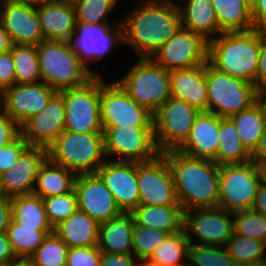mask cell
I'll return each instance as SVG.
<instances>
[{
  "label": "cell",
  "mask_w": 266,
  "mask_h": 266,
  "mask_svg": "<svg viewBox=\"0 0 266 266\" xmlns=\"http://www.w3.org/2000/svg\"><path fill=\"white\" fill-rule=\"evenodd\" d=\"M121 16L123 47L138 58H151L182 26L173 0H136Z\"/></svg>",
  "instance_id": "obj_1"
},
{
  "label": "cell",
  "mask_w": 266,
  "mask_h": 266,
  "mask_svg": "<svg viewBox=\"0 0 266 266\" xmlns=\"http://www.w3.org/2000/svg\"><path fill=\"white\" fill-rule=\"evenodd\" d=\"M48 158L75 175L95 174L107 160L104 132L64 130L48 148Z\"/></svg>",
  "instance_id": "obj_4"
},
{
  "label": "cell",
  "mask_w": 266,
  "mask_h": 266,
  "mask_svg": "<svg viewBox=\"0 0 266 266\" xmlns=\"http://www.w3.org/2000/svg\"><path fill=\"white\" fill-rule=\"evenodd\" d=\"M56 92L43 81L15 84L3 91L2 107L21 126L28 118L40 113Z\"/></svg>",
  "instance_id": "obj_21"
},
{
  "label": "cell",
  "mask_w": 266,
  "mask_h": 266,
  "mask_svg": "<svg viewBox=\"0 0 266 266\" xmlns=\"http://www.w3.org/2000/svg\"><path fill=\"white\" fill-rule=\"evenodd\" d=\"M7 266H34L29 259H18L14 262H11Z\"/></svg>",
  "instance_id": "obj_59"
},
{
  "label": "cell",
  "mask_w": 266,
  "mask_h": 266,
  "mask_svg": "<svg viewBox=\"0 0 266 266\" xmlns=\"http://www.w3.org/2000/svg\"><path fill=\"white\" fill-rule=\"evenodd\" d=\"M176 2L182 27L199 34L208 42L220 35L212 0H177Z\"/></svg>",
  "instance_id": "obj_26"
},
{
  "label": "cell",
  "mask_w": 266,
  "mask_h": 266,
  "mask_svg": "<svg viewBox=\"0 0 266 266\" xmlns=\"http://www.w3.org/2000/svg\"><path fill=\"white\" fill-rule=\"evenodd\" d=\"M234 233L266 243V217L253 209L233 213Z\"/></svg>",
  "instance_id": "obj_44"
},
{
  "label": "cell",
  "mask_w": 266,
  "mask_h": 266,
  "mask_svg": "<svg viewBox=\"0 0 266 266\" xmlns=\"http://www.w3.org/2000/svg\"><path fill=\"white\" fill-rule=\"evenodd\" d=\"M189 244L184 230L169 234L147 262L156 266H188Z\"/></svg>",
  "instance_id": "obj_35"
},
{
  "label": "cell",
  "mask_w": 266,
  "mask_h": 266,
  "mask_svg": "<svg viewBox=\"0 0 266 266\" xmlns=\"http://www.w3.org/2000/svg\"><path fill=\"white\" fill-rule=\"evenodd\" d=\"M219 146V117L201 111L196 117L187 140L177 149L181 153L214 160Z\"/></svg>",
  "instance_id": "obj_23"
},
{
  "label": "cell",
  "mask_w": 266,
  "mask_h": 266,
  "mask_svg": "<svg viewBox=\"0 0 266 266\" xmlns=\"http://www.w3.org/2000/svg\"><path fill=\"white\" fill-rule=\"evenodd\" d=\"M251 153L242 144L235 124L230 118L219 117V146L217 165L246 163L251 161Z\"/></svg>",
  "instance_id": "obj_32"
},
{
  "label": "cell",
  "mask_w": 266,
  "mask_h": 266,
  "mask_svg": "<svg viewBox=\"0 0 266 266\" xmlns=\"http://www.w3.org/2000/svg\"><path fill=\"white\" fill-rule=\"evenodd\" d=\"M44 40L68 42L75 32L76 16L71 0H52L36 8Z\"/></svg>",
  "instance_id": "obj_24"
},
{
  "label": "cell",
  "mask_w": 266,
  "mask_h": 266,
  "mask_svg": "<svg viewBox=\"0 0 266 266\" xmlns=\"http://www.w3.org/2000/svg\"><path fill=\"white\" fill-rule=\"evenodd\" d=\"M68 248L97 246L99 223L79 209L54 228Z\"/></svg>",
  "instance_id": "obj_28"
},
{
  "label": "cell",
  "mask_w": 266,
  "mask_h": 266,
  "mask_svg": "<svg viewBox=\"0 0 266 266\" xmlns=\"http://www.w3.org/2000/svg\"><path fill=\"white\" fill-rule=\"evenodd\" d=\"M76 16V23L103 24V23H121V17L118 20L111 21L109 15L117 7L119 0H71Z\"/></svg>",
  "instance_id": "obj_38"
},
{
  "label": "cell",
  "mask_w": 266,
  "mask_h": 266,
  "mask_svg": "<svg viewBox=\"0 0 266 266\" xmlns=\"http://www.w3.org/2000/svg\"><path fill=\"white\" fill-rule=\"evenodd\" d=\"M188 266H236L225 246L189 244Z\"/></svg>",
  "instance_id": "obj_41"
},
{
  "label": "cell",
  "mask_w": 266,
  "mask_h": 266,
  "mask_svg": "<svg viewBox=\"0 0 266 266\" xmlns=\"http://www.w3.org/2000/svg\"><path fill=\"white\" fill-rule=\"evenodd\" d=\"M251 158L257 164L266 163V127L264 128L257 147L251 153Z\"/></svg>",
  "instance_id": "obj_54"
},
{
  "label": "cell",
  "mask_w": 266,
  "mask_h": 266,
  "mask_svg": "<svg viewBox=\"0 0 266 266\" xmlns=\"http://www.w3.org/2000/svg\"><path fill=\"white\" fill-rule=\"evenodd\" d=\"M41 80L56 91L85 85L95 75L68 42L43 40L37 45Z\"/></svg>",
  "instance_id": "obj_5"
},
{
  "label": "cell",
  "mask_w": 266,
  "mask_h": 266,
  "mask_svg": "<svg viewBox=\"0 0 266 266\" xmlns=\"http://www.w3.org/2000/svg\"><path fill=\"white\" fill-rule=\"evenodd\" d=\"M131 214L136 225L159 229L169 234L183 231L184 211L181 205H139Z\"/></svg>",
  "instance_id": "obj_29"
},
{
  "label": "cell",
  "mask_w": 266,
  "mask_h": 266,
  "mask_svg": "<svg viewBox=\"0 0 266 266\" xmlns=\"http://www.w3.org/2000/svg\"><path fill=\"white\" fill-rule=\"evenodd\" d=\"M46 215L53 229L78 210L74 188L70 192L43 198Z\"/></svg>",
  "instance_id": "obj_43"
},
{
  "label": "cell",
  "mask_w": 266,
  "mask_h": 266,
  "mask_svg": "<svg viewBox=\"0 0 266 266\" xmlns=\"http://www.w3.org/2000/svg\"><path fill=\"white\" fill-rule=\"evenodd\" d=\"M151 59L168 71L194 67L208 61V41L181 26Z\"/></svg>",
  "instance_id": "obj_16"
},
{
  "label": "cell",
  "mask_w": 266,
  "mask_h": 266,
  "mask_svg": "<svg viewBox=\"0 0 266 266\" xmlns=\"http://www.w3.org/2000/svg\"><path fill=\"white\" fill-rule=\"evenodd\" d=\"M171 97L184 100L200 111H207L206 62L170 71Z\"/></svg>",
  "instance_id": "obj_25"
},
{
  "label": "cell",
  "mask_w": 266,
  "mask_h": 266,
  "mask_svg": "<svg viewBox=\"0 0 266 266\" xmlns=\"http://www.w3.org/2000/svg\"><path fill=\"white\" fill-rule=\"evenodd\" d=\"M207 112L230 118L257 102L258 88L219 71L206 61Z\"/></svg>",
  "instance_id": "obj_7"
},
{
  "label": "cell",
  "mask_w": 266,
  "mask_h": 266,
  "mask_svg": "<svg viewBox=\"0 0 266 266\" xmlns=\"http://www.w3.org/2000/svg\"><path fill=\"white\" fill-rule=\"evenodd\" d=\"M260 183V170L253 160L220 165L218 207L232 213L252 209Z\"/></svg>",
  "instance_id": "obj_9"
},
{
  "label": "cell",
  "mask_w": 266,
  "mask_h": 266,
  "mask_svg": "<svg viewBox=\"0 0 266 266\" xmlns=\"http://www.w3.org/2000/svg\"><path fill=\"white\" fill-rule=\"evenodd\" d=\"M28 143L19 135L12 143L0 147V174L11 169L21 153L28 147Z\"/></svg>",
  "instance_id": "obj_46"
},
{
  "label": "cell",
  "mask_w": 266,
  "mask_h": 266,
  "mask_svg": "<svg viewBox=\"0 0 266 266\" xmlns=\"http://www.w3.org/2000/svg\"><path fill=\"white\" fill-rule=\"evenodd\" d=\"M246 1L249 2L252 5L255 0H246Z\"/></svg>",
  "instance_id": "obj_64"
},
{
  "label": "cell",
  "mask_w": 266,
  "mask_h": 266,
  "mask_svg": "<svg viewBox=\"0 0 266 266\" xmlns=\"http://www.w3.org/2000/svg\"><path fill=\"white\" fill-rule=\"evenodd\" d=\"M16 84L15 64L11 50L0 53V89L12 87Z\"/></svg>",
  "instance_id": "obj_48"
},
{
  "label": "cell",
  "mask_w": 266,
  "mask_h": 266,
  "mask_svg": "<svg viewBox=\"0 0 266 266\" xmlns=\"http://www.w3.org/2000/svg\"><path fill=\"white\" fill-rule=\"evenodd\" d=\"M12 220L11 198L0 195V234L6 233Z\"/></svg>",
  "instance_id": "obj_52"
},
{
  "label": "cell",
  "mask_w": 266,
  "mask_h": 266,
  "mask_svg": "<svg viewBox=\"0 0 266 266\" xmlns=\"http://www.w3.org/2000/svg\"><path fill=\"white\" fill-rule=\"evenodd\" d=\"M230 119L236 126L242 144L252 153L266 127V119L261 105L257 101L250 108L231 116Z\"/></svg>",
  "instance_id": "obj_34"
},
{
  "label": "cell",
  "mask_w": 266,
  "mask_h": 266,
  "mask_svg": "<svg viewBox=\"0 0 266 266\" xmlns=\"http://www.w3.org/2000/svg\"><path fill=\"white\" fill-rule=\"evenodd\" d=\"M53 232L23 227L12 219L6 230V235L16 257L18 259H29L44 242L45 238Z\"/></svg>",
  "instance_id": "obj_36"
},
{
  "label": "cell",
  "mask_w": 266,
  "mask_h": 266,
  "mask_svg": "<svg viewBox=\"0 0 266 266\" xmlns=\"http://www.w3.org/2000/svg\"><path fill=\"white\" fill-rule=\"evenodd\" d=\"M75 178L73 172L48 158L40 168L33 194L43 199L70 192Z\"/></svg>",
  "instance_id": "obj_31"
},
{
  "label": "cell",
  "mask_w": 266,
  "mask_h": 266,
  "mask_svg": "<svg viewBox=\"0 0 266 266\" xmlns=\"http://www.w3.org/2000/svg\"><path fill=\"white\" fill-rule=\"evenodd\" d=\"M74 190L77 195L78 209L99 224L123 213L117 206L111 191L96 173L76 175Z\"/></svg>",
  "instance_id": "obj_18"
},
{
  "label": "cell",
  "mask_w": 266,
  "mask_h": 266,
  "mask_svg": "<svg viewBox=\"0 0 266 266\" xmlns=\"http://www.w3.org/2000/svg\"><path fill=\"white\" fill-rule=\"evenodd\" d=\"M139 205H180L167 158L159 153L154 159L137 163Z\"/></svg>",
  "instance_id": "obj_15"
},
{
  "label": "cell",
  "mask_w": 266,
  "mask_h": 266,
  "mask_svg": "<svg viewBox=\"0 0 266 266\" xmlns=\"http://www.w3.org/2000/svg\"><path fill=\"white\" fill-rule=\"evenodd\" d=\"M13 42L5 28L0 24V53L7 52L13 47Z\"/></svg>",
  "instance_id": "obj_56"
},
{
  "label": "cell",
  "mask_w": 266,
  "mask_h": 266,
  "mask_svg": "<svg viewBox=\"0 0 266 266\" xmlns=\"http://www.w3.org/2000/svg\"><path fill=\"white\" fill-rule=\"evenodd\" d=\"M100 117L102 126L153 127V113L138 105L114 80L100 75Z\"/></svg>",
  "instance_id": "obj_13"
},
{
  "label": "cell",
  "mask_w": 266,
  "mask_h": 266,
  "mask_svg": "<svg viewBox=\"0 0 266 266\" xmlns=\"http://www.w3.org/2000/svg\"><path fill=\"white\" fill-rule=\"evenodd\" d=\"M68 44L80 61L94 74L101 75L90 66L109 57L117 47L123 48V29L121 23L83 24L76 23L75 32ZM90 64V65H89Z\"/></svg>",
  "instance_id": "obj_8"
},
{
  "label": "cell",
  "mask_w": 266,
  "mask_h": 266,
  "mask_svg": "<svg viewBox=\"0 0 266 266\" xmlns=\"http://www.w3.org/2000/svg\"><path fill=\"white\" fill-rule=\"evenodd\" d=\"M256 87H266V33L259 31V62L256 72Z\"/></svg>",
  "instance_id": "obj_50"
},
{
  "label": "cell",
  "mask_w": 266,
  "mask_h": 266,
  "mask_svg": "<svg viewBox=\"0 0 266 266\" xmlns=\"http://www.w3.org/2000/svg\"><path fill=\"white\" fill-rule=\"evenodd\" d=\"M101 255L97 246L69 248L66 266H100Z\"/></svg>",
  "instance_id": "obj_45"
},
{
  "label": "cell",
  "mask_w": 266,
  "mask_h": 266,
  "mask_svg": "<svg viewBox=\"0 0 266 266\" xmlns=\"http://www.w3.org/2000/svg\"><path fill=\"white\" fill-rule=\"evenodd\" d=\"M0 24L13 44L38 45L44 40L36 8L0 0Z\"/></svg>",
  "instance_id": "obj_22"
},
{
  "label": "cell",
  "mask_w": 266,
  "mask_h": 266,
  "mask_svg": "<svg viewBox=\"0 0 266 266\" xmlns=\"http://www.w3.org/2000/svg\"><path fill=\"white\" fill-rule=\"evenodd\" d=\"M220 34L253 29L252 6L246 0H212Z\"/></svg>",
  "instance_id": "obj_30"
},
{
  "label": "cell",
  "mask_w": 266,
  "mask_h": 266,
  "mask_svg": "<svg viewBox=\"0 0 266 266\" xmlns=\"http://www.w3.org/2000/svg\"><path fill=\"white\" fill-rule=\"evenodd\" d=\"M65 104V129L75 133L103 132L100 117V75L85 85L59 91Z\"/></svg>",
  "instance_id": "obj_12"
},
{
  "label": "cell",
  "mask_w": 266,
  "mask_h": 266,
  "mask_svg": "<svg viewBox=\"0 0 266 266\" xmlns=\"http://www.w3.org/2000/svg\"><path fill=\"white\" fill-rule=\"evenodd\" d=\"M261 176V182L266 185V163L258 164Z\"/></svg>",
  "instance_id": "obj_60"
},
{
  "label": "cell",
  "mask_w": 266,
  "mask_h": 266,
  "mask_svg": "<svg viewBox=\"0 0 266 266\" xmlns=\"http://www.w3.org/2000/svg\"><path fill=\"white\" fill-rule=\"evenodd\" d=\"M69 248L55 233L49 234L29 258L34 266H66Z\"/></svg>",
  "instance_id": "obj_40"
},
{
  "label": "cell",
  "mask_w": 266,
  "mask_h": 266,
  "mask_svg": "<svg viewBox=\"0 0 266 266\" xmlns=\"http://www.w3.org/2000/svg\"><path fill=\"white\" fill-rule=\"evenodd\" d=\"M251 6L253 29L266 33V0H255Z\"/></svg>",
  "instance_id": "obj_51"
},
{
  "label": "cell",
  "mask_w": 266,
  "mask_h": 266,
  "mask_svg": "<svg viewBox=\"0 0 266 266\" xmlns=\"http://www.w3.org/2000/svg\"><path fill=\"white\" fill-rule=\"evenodd\" d=\"M225 247L236 264L266 260V243L257 239L234 233Z\"/></svg>",
  "instance_id": "obj_39"
},
{
  "label": "cell",
  "mask_w": 266,
  "mask_h": 266,
  "mask_svg": "<svg viewBox=\"0 0 266 266\" xmlns=\"http://www.w3.org/2000/svg\"><path fill=\"white\" fill-rule=\"evenodd\" d=\"M252 209L266 217V185L262 182L258 187Z\"/></svg>",
  "instance_id": "obj_55"
},
{
  "label": "cell",
  "mask_w": 266,
  "mask_h": 266,
  "mask_svg": "<svg viewBox=\"0 0 266 266\" xmlns=\"http://www.w3.org/2000/svg\"><path fill=\"white\" fill-rule=\"evenodd\" d=\"M48 159V149L28 146L15 164L1 174L0 195L13 198L33 194L41 166Z\"/></svg>",
  "instance_id": "obj_19"
},
{
  "label": "cell",
  "mask_w": 266,
  "mask_h": 266,
  "mask_svg": "<svg viewBox=\"0 0 266 266\" xmlns=\"http://www.w3.org/2000/svg\"><path fill=\"white\" fill-rule=\"evenodd\" d=\"M18 260L6 233L0 234V266H7Z\"/></svg>",
  "instance_id": "obj_53"
},
{
  "label": "cell",
  "mask_w": 266,
  "mask_h": 266,
  "mask_svg": "<svg viewBox=\"0 0 266 266\" xmlns=\"http://www.w3.org/2000/svg\"><path fill=\"white\" fill-rule=\"evenodd\" d=\"M208 62L232 77L256 86L259 31L225 32L208 42Z\"/></svg>",
  "instance_id": "obj_3"
},
{
  "label": "cell",
  "mask_w": 266,
  "mask_h": 266,
  "mask_svg": "<svg viewBox=\"0 0 266 266\" xmlns=\"http://www.w3.org/2000/svg\"><path fill=\"white\" fill-rule=\"evenodd\" d=\"M3 91L0 89V107L2 106Z\"/></svg>",
  "instance_id": "obj_63"
},
{
  "label": "cell",
  "mask_w": 266,
  "mask_h": 266,
  "mask_svg": "<svg viewBox=\"0 0 266 266\" xmlns=\"http://www.w3.org/2000/svg\"><path fill=\"white\" fill-rule=\"evenodd\" d=\"M15 64L16 84H29L42 81L37 45L14 44L11 48Z\"/></svg>",
  "instance_id": "obj_37"
},
{
  "label": "cell",
  "mask_w": 266,
  "mask_h": 266,
  "mask_svg": "<svg viewBox=\"0 0 266 266\" xmlns=\"http://www.w3.org/2000/svg\"><path fill=\"white\" fill-rule=\"evenodd\" d=\"M183 230L192 244L225 246L234 234L233 213L220 207L187 210Z\"/></svg>",
  "instance_id": "obj_14"
},
{
  "label": "cell",
  "mask_w": 266,
  "mask_h": 266,
  "mask_svg": "<svg viewBox=\"0 0 266 266\" xmlns=\"http://www.w3.org/2000/svg\"><path fill=\"white\" fill-rule=\"evenodd\" d=\"M134 219L131 213L99 224L97 247L101 252L112 254H133L132 236Z\"/></svg>",
  "instance_id": "obj_27"
},
{
  "label": "cell",
  "mask_w": 266,
  "mask_h": 266,
  "mask_svg": "<svg viewBox=\"0 0 266 266\" xmlns=\"http://www.w3.org/2000/svg\"><path fill=\"white\" fill-rule=\"evenodd\" d=\"M12 219L23 227L54 231L48 221L43 199L35 194L11 198Z\"/></svg>",
  "instance_id": "obj_33"
},
{
  "label": "cell",
  "mask_w": 266,
  "mask_h": 266,
  "mask_svg": "<svg viewBox=\"0 0 266 266\" xmlns=\"http://www.w3.org/2000/svg\"><path fill=\"white\" fill-rule=\"evenodd\" d=\"M65 129L63 95L56 92L46 107L20 126V135L29 146L48 149Z\"/></svg>",
  "instance_id": "obj_17"
},
{
  "label": "cell",
  "mask_w": 266,
  "mask_h": 266,
  "mask_svg": "<svg viewBox=\"0 0 266 266\" xmlns=\"http://www.w3.org/2000/svg\"><path fill=\"white\" fill-rule=\"evenodd\" d=\"M140 266H156V265H153V264H151V263H149V262H147V261H142V262L140 263Z\"/></svg>",
  "instance_id": "obj_62"
},
{
  "label": "cell",
  "mask_w": 266,
  "mask_h": 266,
  "mask_svg": "<svg viewBox=\"0 0 266 266\" xmlns=\"http://www.w3.org/2000/svg\"><path fill=\"white\" fill-rule=\"evenodd\" d=\"M103 132L107 159L140 163L160 153L153 127L103 126Z\"/></svg>",
  "instance_id": "obj_11"
},
{
  "label": "cell",
  "mask_w": 266,
  "mask_h": 266,
  "mask_svg": "<svg viewBox=\"0 0 266 266\" xmlns=\"http://www.w3.org/2000/svg\"><path fill=\"white\" fill-rule=\"evenodd\" d=\"M115 81L138 104L155 113L170 97V71L151 58H138Z\"/></svg>",
  "instance_id": "obj_6"
},
{
  "label": "cell",
  "mask_w": 266,
  "mask_h": 266,
  "mask_svg": "<svg viewBox=\"0 0 266 266\" xmlns=\"http://www.w3.org/2000/svg\"><path fill=\"white\" fill-rule=\"evenodd\" d=\"M111 191L117 206L123 213H131L139 206L137 163L107 159L96 171Z\"/></svg>",
  "instance_id": "obj_20"
},
{
  "label": "cell",
  "mask_w": 266,
  "mask_h": 266,
  "mask_svg": "<svg viewBox=\"0 0 266 266\" xmlns=\"http://www.w3.org/2000/svg\"><path fill=\"white\" fill-rule=\"evenodd\" d=\"M15 3H19V4H24L26 6H30L33 8H38L42 5H44L45 3H48L52 0H9Z\"/></svg>",
  "instance_id": "obj_57"
},
{
  "label": "cell",
  "mask_w": 266,
  "mask_h": 266,
  "mask_svg": "<svg viewBox=\"0 0 266 266\" xmlns=\"http://www.w3.org/2000/svg\"><path fill=\"white\" fill-rule=\"evenodd\" d=\"M257 101L261 105L266 119V87L258 89Z\"/></svg>",
  "instance_id": "obj_58"
},
{
  "label": "cell",
  "mask_w": 266,
  "mask_h": 266,
  "mask_svg": "<svg viewBox=\"0 0 266 266\" xmlns=\"http://www.w3.org/2000/svg\"><path fill=\"white\" fill-rule=\"evenodd\" d=\"M162 154L167 158L176 195L184 212L218 207L219 165L211 159L187 156L178 150Z\"/></svg>",
  "instance_id": "obj_2"
},
{
  "label": "cell",
  "mask_w": 266,
  "mask_h": 266,
  "mask_svg": "<svg viewBox=\"0 0 266 266\" xmlns=\"http://www.w3.org/2000/svg\"><path fill=\"white\" fill-rule=\"evenodd\" d=\"M200 112L186 101L170 97L153 114L154 140L158 151L177 150L189 137Z\"/></svg>",
  "instance_id": "obj_10"
},
{
  "label": "cell",
  "mask_w": 266,
  "mask_h": 266,
  "mask_svg": "<svg viewBox=\"0 0 266 266\" xmlns=\"http://www.w3.org/2000/svg\"><path fill=\"white\" fill-rule=\"evenodd\" d=\"M20 135V126L0 107V147L12 143Z\"/></svg>",
  "instance_id": "obj_47"
},
{
  "label": "cell",
  "mask_w": 266,
  "mask_h": 266,
  "mask_svg": "<svg viewBox=\"0 0 266 266\" xmlns=\"http://www.w3.org/2000/svg\"><path fill=\"white\" fill-rule=\"evenodd\" d=\"M236 266H266V260L236 264Z\"/></svg>",
  "instance_id": "obj_61"
},
{
  "label": "cell",
  "mask_w": 266,
  "mask_h": 266,
  "mask_svg": "<svg viewBox=\"0 0 266 266\" xmlns=\"http://www.w3.org/2000/svg\"><path fill=\"white\" fill-rule=\"evenodd\" d=\"M140 261L133 255L102 252L100 266H140Z\"/></svg>",
  "instance_id": "obj_49"
},
{
  "label": "cell",
  "mask_w": 266,
  "mask_h": 266,
  "mask_svg": "<svg viewBox=\"0 0 266 266\" xmlns=\"http://www.w3.org/2000/svg\"><path fill=\"white\" fill-rule=\"evenodd\" d=\"M168 235V232L134 223L132 236L133 255L140 262L147 261Z\"/></svg>",
  "instance_id": "obj_42"
}]
</instances>
